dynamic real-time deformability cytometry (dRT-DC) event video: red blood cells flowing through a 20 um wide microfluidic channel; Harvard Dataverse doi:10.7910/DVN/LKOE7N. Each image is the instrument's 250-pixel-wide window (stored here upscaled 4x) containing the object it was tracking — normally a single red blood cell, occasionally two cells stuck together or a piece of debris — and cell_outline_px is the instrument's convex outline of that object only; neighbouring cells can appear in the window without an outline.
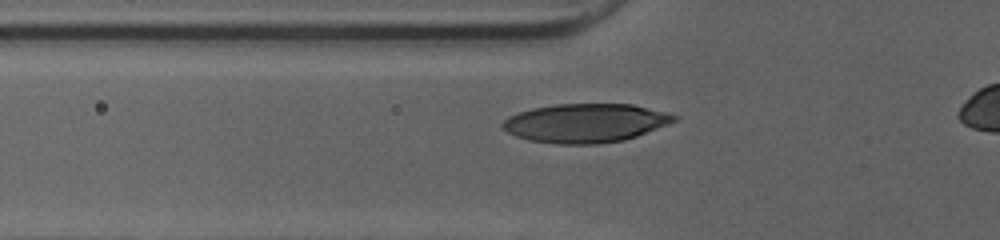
{"species": "human", "species_latin": "Homo sapiens", "temperature_condition": "cold", "stored_images_in_passage": 40, "camera_frame_rate_fps": 3000, "um_per_image_px": 0.085, "donor": {"sex": "female"}, "frame": {"image": 1, "passage_image": 12, "time_ms": 3.667, "image_size_px": [1000, 240], "cell_outline_px": [[680, 116], [676, 120], [668, 124], [636, 136], [624, 140], [596, 144], [556, 144], [528, 140], [516, 136], [508, 132], [500, 124], [508, 116], [532, 108], [556, 104], [632, 104]], "centroid_in_image_um": [49.74, 10.46], "position_along_channel_um": 76.1, "area_um2": 38.67}}
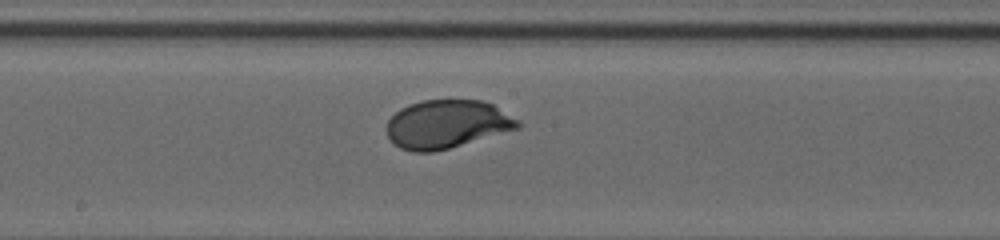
{"frame": {"image": 2, "passage_image": 22, "time_ms": 7.0, "image_size_px": [1000, 240], "cell_outline_px": [[520, 128], [448, 148], [432, 152], [412, 152], [400, 148], [388, 136], [388, 120], [400, 108], [408, 104], [424, 100], [480, 100], [492, 104], [520, 120]], "centroid_in_image_um": [38.0, 10.55], "position_along_channel_um": 210.2, "area_um2": 36.65}}
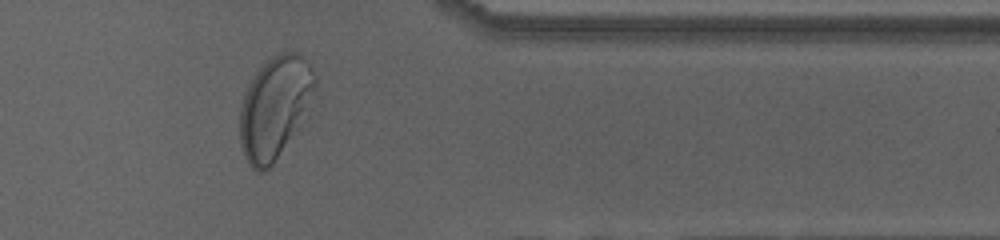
{"frame": {"image": 3, "passage_image": 36, "time_ms": 11.667, "image_size_px": [1000, 240], "cell_outline_px": [[316, 84], [288, 136], [272, 164], [264, 172], [256, 172], [248, 164], [244, 156], [240, 144], [240, 108], [244, 96], [256, 72], [272, 56], [280, 52], [296, 52], [312, 68], [316, 76]], "centroid_in_image_um": [23.26, 9.1], "position_along_channel_um": 388.1, "area_um2": 42.14}}